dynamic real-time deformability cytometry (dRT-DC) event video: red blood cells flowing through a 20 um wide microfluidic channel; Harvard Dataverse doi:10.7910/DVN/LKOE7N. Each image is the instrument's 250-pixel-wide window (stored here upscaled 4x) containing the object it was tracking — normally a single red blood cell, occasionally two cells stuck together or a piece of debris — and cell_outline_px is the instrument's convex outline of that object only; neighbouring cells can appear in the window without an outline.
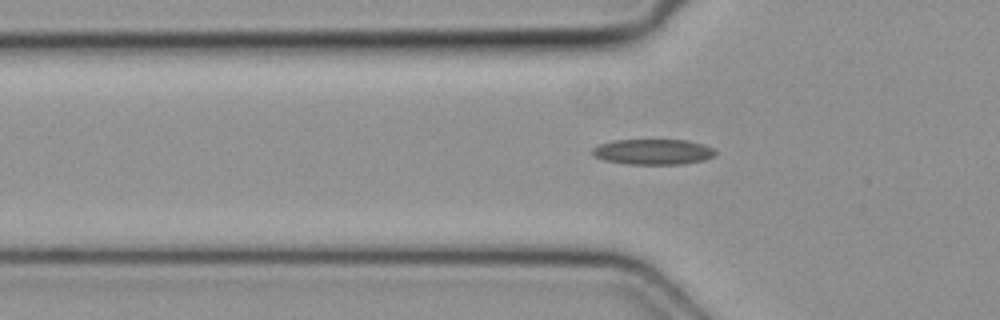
{"species": "common noctule bat (a hibernating species)", "species_latin": "Nyctalus noctula", "temperature_condition": "cold", "stored_images_in_passage": 3, "camera_frame_rate_fps": 3000, "um_per_image_px": 0.085, "animal": {"sex": "female", "body_mass_g": 19.3, "forearm_length_mm": 54.1}, "frame": {"image": 1, "passage_image": 3, "time_ms": 0.667, "image_size_px": [1000, 320], "cell_outline_px": [[716, 152], [712, 156], [704, 160], [684, 164], [628, 164], [604, 160], [596, 156], [592, 152], [592, 148], [600, 144], [616, 140], [688, 140], [704, 144], [712, 148]], "centroid_in_image_um": [55.53, 12.9], "position_along_channel_um": 70.3, "area_um2": 18.15}}